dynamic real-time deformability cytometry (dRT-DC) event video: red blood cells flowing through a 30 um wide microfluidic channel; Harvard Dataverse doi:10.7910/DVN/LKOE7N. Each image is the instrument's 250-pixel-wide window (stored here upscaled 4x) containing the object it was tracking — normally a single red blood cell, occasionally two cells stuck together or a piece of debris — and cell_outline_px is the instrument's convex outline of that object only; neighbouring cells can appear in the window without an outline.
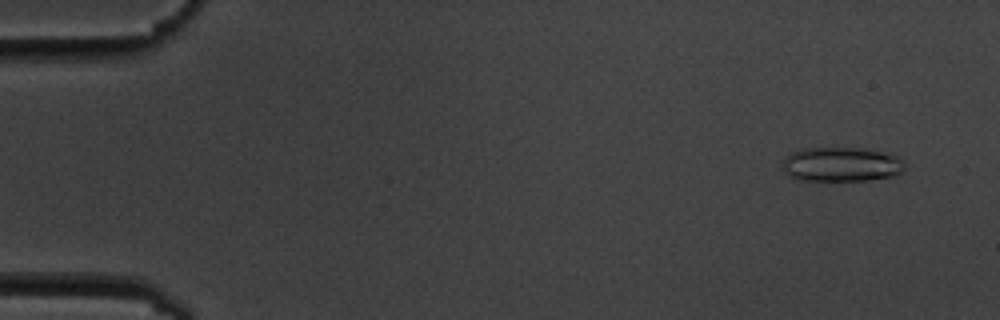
{"species": "common noctule bat (a hibernating species)", "species_latin": "Nyctalus noctula", "temperature_condition": "cold", "stored_images_in_passage": 7, "camera_frame_rate_fps": 3000, "um_per_image_px": 0.085, "animal": {"sex": "male", "body_mass_g": 19.5, "forearm_length_mm": 54.6}, "frame": {"image": 1, "passage_image": 2, "time_ms": 1.0, "image_size_px": [1000, 320], "cell_outline_px": [[904, 168], [900, 172], [892, 176], [868, 180], [796, 180], [784, 172], [780, 164], [792, 152], [804, 148], [864, 148], [892, 152], [904, 164]], "centroid_in_image_um": [71.5, 13.96], "position_along_channel_um": 13.5, "area_um2": 24.68}}